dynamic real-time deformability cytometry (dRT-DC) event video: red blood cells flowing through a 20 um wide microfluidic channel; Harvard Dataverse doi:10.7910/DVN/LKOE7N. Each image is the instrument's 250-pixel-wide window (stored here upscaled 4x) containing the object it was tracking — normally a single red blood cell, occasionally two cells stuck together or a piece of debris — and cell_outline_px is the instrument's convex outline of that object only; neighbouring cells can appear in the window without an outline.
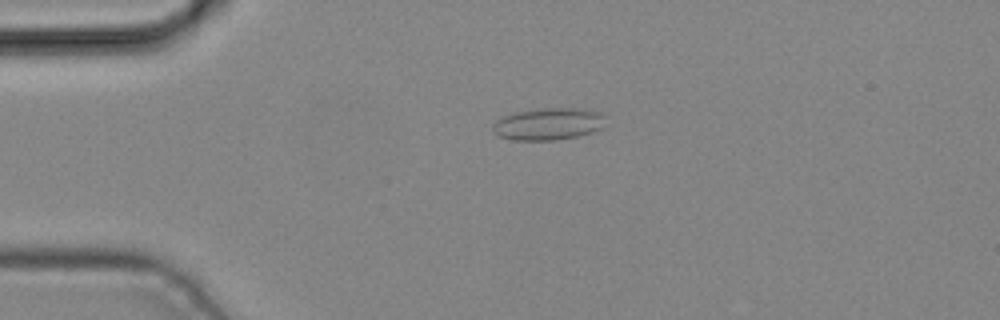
{"species": "common noctule bat (a hibernating species)", "species_latin": "Nyctalus noctula", "temperature_condition": "cold", "stored_images_in_passage": 5, "camera_frame_rate_fps": 3000, "um_per_image_px": 0.085, "animal": {"sex": "male", "body_mass_g": 19.2, "forearm_length_mm": 51.8}, "frame": {"image": 1, "passage_image": 3, "time_ms": 0.667, "image_size_px": [1000, 320], "cell_outline_px": [[604, 128], [592, 132], [576, 136], [556, 140], [512, 140], [500, 136], [492, 132], [492, 124], [496, 120], [504, 116], [516, 112], [540, 108], [588, 108], [600, 112], [604, 116]], "centroid_in_image_um": [46.62, 10.53], "position_along_channel_um": 38.4, "area_um2": 21.33}}
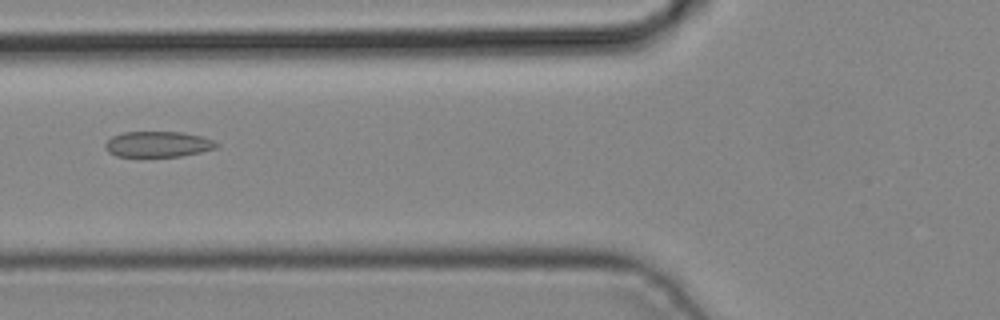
{"frame": {"image": 2, "passage_image": 5, "time_ms": 1.333, "image_size_px": [1000, 320], "cell_outline_px": [[220, 144], [216, 148], [200, 152], [180, 156], [116, 156], [108, 152], [104, 148], [104, 144], [112, 136], [124, 132], [184, 132], [200, 136], [212, 140]], "centroid_in_image_um": [13.41, 12.25], "position_along_channel_um": 112.4, "area_um2": 16.59}}